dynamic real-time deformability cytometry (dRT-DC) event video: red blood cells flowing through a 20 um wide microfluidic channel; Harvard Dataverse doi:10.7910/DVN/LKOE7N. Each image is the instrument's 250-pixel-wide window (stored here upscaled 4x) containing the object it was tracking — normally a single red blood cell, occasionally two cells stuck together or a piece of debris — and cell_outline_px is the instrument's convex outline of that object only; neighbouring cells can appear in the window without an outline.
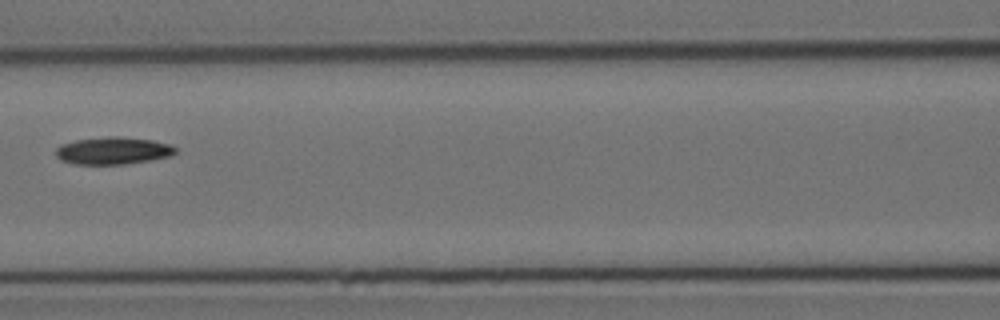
{"species": "Egyptian fruit bat (a non-hibernating species)", "species_latin": "Rousettus aegyptiacus", "temperature_condition": "cold", "stored_images_in_passage": 8, "camera_frame_rate_fps": 3000, "um_per_image_px": 0.085, "animal": {"sex": "female"}, "frame": {"image": 1, "passage_image": 8, "time_ms": 8.0, "image_size_px": [1000, 320], "cell_outline_px": [[176, 152], [172, 156], [152, 160], [124, 164], [76, 164], [60, 160], [56, 156], [56, 148], [60, 144], [76, 140], [108, 136], [120, 136], [152, 140], [168, 144], [176, 148]], "centroid_in_image_um": [9.6, 12.81], "position_along_channel_um": 157.0, "area_um2": 19.13}}